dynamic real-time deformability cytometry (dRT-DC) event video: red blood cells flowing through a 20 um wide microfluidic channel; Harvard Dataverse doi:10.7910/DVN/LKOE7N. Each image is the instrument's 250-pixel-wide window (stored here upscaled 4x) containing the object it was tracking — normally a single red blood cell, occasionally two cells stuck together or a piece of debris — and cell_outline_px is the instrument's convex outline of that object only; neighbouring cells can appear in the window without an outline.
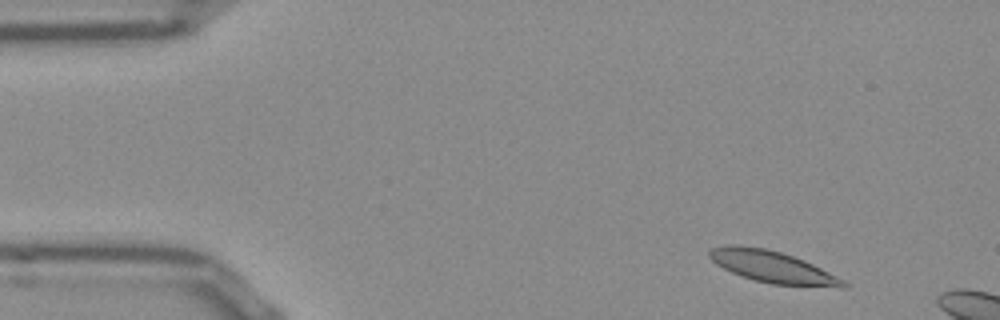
{"species": "Egyptian fruit bat (a non-hibernating species)", "species_latin": "Rousettus aegyptiacus", "temperature_condition": "room temperature", "stored_images_in_passage": 8, "camera_frame_rate_fps": 3000, "um_per_image_px": 0.085, "frame": {"image": 1, "passage_image": 3, "time_ms": 0.667, "image_size_px": [1000, 320], "cell_outline_px": [[848, 288], [840, 288], [772, 284], [740, 276], [716, 264], [708, 256], [708, 252], [712, 248], [764, 248], [780, 252], [804, 260], [844, 280], [848, 284]], "centroid_in_image_um": [65.78, 22.75], "position_along_channel_um": 19.2, "area_um2": 23.87}}